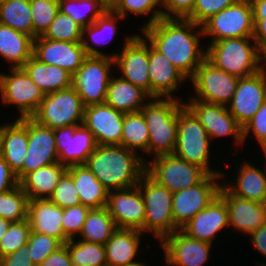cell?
I'll return each mask as SVG.
<instances>
[{
	"label": "cell",
	"instance_id": "obj_5",
	"mask_svg": "<svg viewBox=\"0 0 266 266\" xmlns=\"http://www.w3.org/2000/svg\"><path fill=\"white\" fill-rule=\"evenodd\" d=\"M211 139L195 114L184 104L179 109L177 142L173 152L177 157L202 168L208 175H222L225 171L211 167ZM221 171V172H220Z\"/></svg>",
	"mask_w": 266,
	"mask_h": 266
},
{
	"label": "cell",
	"instance_id": "obj_10",
	"mask_svg": "<svg viewBox=\"0 0 266 266\" xmlns=\"http://www.w3.org/2000/svg\"><path fill=\"white\" fill-rule=\"evenodd\" d=\"M146 173L172 193L198 184L207 173L174 154L159 155L146 162Z\"/></svg>",
	"mask_w": 266,
	"mask_h": 266
},
{
	"label": "cell",
	"instance_id": "obj_36",
	"mask_svg": "<svg viewBox=\"0 0 266 266\" xmlns=\"http://www.w3.org/2000/svg\"><path fill=\"white\" fill-rule=\"evenodd\" d=\"M117 229L106 207L91 209L79 234L82 241L105 244Z\"/></svg>",
	"mask_w": 266,
	"mask_h": 266
},
{
	"label": "cell",
	"instance_id": "obj_4",
	"mask_svg": "<svg viewBox=\"0 0 266 266\" xmlns=\"http://www.w3.org/2000/svg\"><path fill=\"white\" fill-rule=\"evenodd\" d=\"M208 44L206 59L215 67L240 78L260 71V48L253 37L230 38Z\"/></svg>",
	"mask_w": 266,
	"mask_h": 266
},
{
	"label": "cell",
	"instance_id": "obj_25",
	"mask_svg": "<svg viewBox=\"0 0 266 266\" xmlns=\"http://www.w3.org/2000/svg\"><path fill=\"white\" fill-rule=\"evenodd\" d=\"M149 77L151 97L174 98L173 92L180 89L188 79L170 60L149 43Z\"/></svg>",
	"mask_w": 266,
	"mask_h": 266
},
{
	"label": "cell",
	"instance_id": "obj_27",
	"mask_svg": "<svg viewBox=\"0 0 266 266\" xmlns=\"http://www.w3.org/2000/svg\"><path fill=\"white\" fill-rule=\"evenodd\" d=\"M143 233L136 229L117 228L104 244L107 266H132L138 264L142 253Z\"/></svg>",
	"mask_w": 266,
	"mask_h": 266
},
{
	"label": "cell",
	"instance_id": "obj_18",
	"mask_svg": "<svg viewBox=\"0 0 266 266\" xmlns=\"http://www.w3.org/2000/svg\"><path fill=\"white\" fill-rule=\"evenodd\" d=\"M59 163L66 167L85 164L97 143L84 124L54 129Z\"/></svg>",
	"mask_w": 266,
	"mask_h": 266
},
{
	"label": "cell",
	"instance_id": "obj_24",
	"mask_svg": "<svg viewBox=\"0 0 266 266\" xmlns=\"http://www.w3.org/2000/svg\"><path fill=\"white\" fill-rule=\"evenodd\" d=\"M219 196L227 205L229 227L234 230L249 235L266 223V210L262 203L232 195L223 184Z\"/></svg>",
	"mask_w": 266,
	"mask_h": 266
},
{
	"label": "cell",
	"instance_id": "obj_40",
	"mask_svg": "<svg viewBox=\"0 0 266 266\" xmlns=\"http://www.w3.org/2000/svg\"><path fill=\"white\" fill-rule=\"evenodd\" d=\"M64 245L70 254L72 266H107L103 244L70 239Z\"/></svg>",
	"mask_w": 266,
	"mask_h": 266
},
{
	"label": "cell",
	"instance_id": "obj_7",
	"mask_svg": "<svg viewBox=\"0 0 266 266\" xmlns=\"http://www.w3.org/2000/svg\"><path fill=\"white\" fill-rule=\"evenodd\" d=\"M85 106L81 97L70 86L45 94L36 112L31 116L37 123L51 129L81 125L84 121Z\"/></svg>",
	"mask_w": 266,
	"mask_h": 266
},
{
	"label": "cell",
	"instance_id": "obj_15",
	"mask_svg": "<svg viewBox=\"0 0 266 266\" xmlns=\"http://www.w3.org/2000/svg\"><path fill=\"white\" fill-rule=\"evenodd\" d=\"M199 119L212 140L222 137H233V144H243V128L230 114L227 106L206 103L200 100H187L184 103Z\"/></svg>",
	"mask_w": 266,
	"mask_h": 266
},
{
	"label": "cell",
	"instance_id": "obj_22",
	"mask_svg": "<svg viewBox=\"0 0 266 266\" xmlns=\"http://www.w3.org/2000/svg\"><path fill=\"white\" fill-rule=\"evenodd\" d=\"M125 113L103 103L85 107L84 126L90 130L97 145H121Z\"/></svg>",
	"mask_w": 266,
	"mask_h": 266
},
{
	"label": "cell",
	"instance_id": "obj_58",
	"mask_svg": "<svg viewBox=\"0 0 266 266\" xmlns=\"http://www.w3.org/2000/svg\"><path fill=\"white\" fill-rule=\"evenodd\" d=\"M260 71L266 75V44L260 48Z\"/></svg>",
	"mask_w": 266,
	"mask_h": 266
},
{
	"label": "cell",
	"instance_id": "obj_13",
	"mask_svg": "<svg viewBox=\"0 0 266 266\" xmlns=\"http://www.w3.org/2000/svg\"><path fill=\"white\" fill-rule=\"evenodd\" d=\"M122 50L114 58L120 78L141 87L151 96L149 77V42L140 34L127 35Z\"/></svg>",
	"mask_w": 266,
	"mask_h": 266
},
{
	"label": "cell",
	"instance_id": "obj_49",
	"mask_svg": "<svg viewBox=\"0 0 266 266\" xmlns=\"http://www.w3.org/2000/svg\"><path fill=\"white\" fill-rule=\"evenodd\" d=\"M239 0H196L192 12L185 18L195 24L202 25L216 13L224 10Z\"/></svg>",
	"mask_w": 266,
	"mask_h": 266
},
{
	"label": "cell",
	"instance_id": "obj_32",
	"mask_svg": "<svg viewBox=\"0 0 266 266\" xmlns=\"http://www.w3.org/2000/svg\"><path fill=\"white\" fill-rule=\"evenodd\" d=\"M66 171L67 167L60 163L47 165L26 174L19 181V185L29 200L49 199Z\"/></svg>",
	"mask_w": 266,
	"mask_h": 266
},
{
	"label": "cell",
	"instance_id": "obj_39",
	"mask_svg": "<svg viewBox=\"0 0 266 266\" xmlns=\"http://www.w3.org/2000/svg\"><path fill=\"white\" fill-rule=\"evenodd\" d=\"M58 7L82 27L93 24L109 8L103 0H58Z\"/></svg>",
	"mask_w": 266,
	"mask_h": 266
},
{
	"label": "cell",
	"instance_id": "obj_34",
	"mask_svg": "<svg viewBox=\"0 0 266 266\" xmlns=\"http://www.w3.org/2000/svg\"><path fill=\"white\" fill-rule=\"evenodd\" d=\"M22 68L45 94L72 86L71 73L59 66L41 63L33 56Z\"/></svg>",
	"mask_w": 266,
	"mask_h": 266
},
{
	"label": "cell",
	"instance_id": "obj_9",
	"mask_svg": "<svg viewBox=\"0 0 266 266\" xmlns=\"http://www.w3.org/2000/svg\"><path fill=\"white\" fill-rule=\"evenodd\" d=\"M203 38L211 42L230 38L253 37L254 21L250 0H239L206 20L202 25Z\"/></svg>",
	"mask_w": 266,
	"mask_h": 266
},
{
	"label": "cell",
	"instance_id": "obj_48",
	"mask_svg": "<svg viewBox=\"0 0 266 266\" xmlns=\"http://www.w3.org/2000/svg\"><path fill=\"white\" fill-rule=\"evenodd\" d=\"M91 208L83 204L63 209L62 229L64 235L70 240L79 235Z\"/></svg>",
	"mask_w": 266,
	"mask_h": 266
},
{
	"label": "cell",
	"instance_id": "obj_29",
	"mask_svg": "<svg viewBox=\"0 0 266 266\" xmlns=\"http://www.w3.org/2000/svg\"><path fill=\"white\" fill-rule=\"evenodd\" d=\"M241 162L242 165L237 169L238 174L235 175L233 183L223 181L221 184H224L223 186L232 195L263 203L266 196V167L263 171L262 168L256 167L248 160Z\"/></svg>",
	"mask_w": 266,
	"mask_h": 266
},
{
	"label": "cell",
	"instance_id": "obj_21",
	"mask_svg": "<svg viewBox=\"0 0 266 266\" xmlns=\"http://www.w3.org/2000/svg\"><path fill=\"white\" fill-rule=\"evenodd\" d=\"M32 56L41 63L59 66L72 75L87 57L82 42L50 40L42 36L33 40Z\"/></svg>",
	"mask_w": 266,
	"mask_h": 266
},
{
	"label": "cell",
	"instance_id": "obj_44",
	"mask_svg": "<svg viewBox=\"0 0 266 266\" xmlns=\"http://www.w3.org/2000/svg\"><path fill=\"white\" fill-rule=\"evenodd\" d=\"M32 12L33 39L42 36L59 12L58 0H29Z\"/></svg>",
	"mask_w": 266,
	"mask_h": 266
},
{
	"label": "cell",
	"instance_id": "obj_45",
	"mask_svg": "<svg viewBox=\"0 0 266 266\" xmlns=\"http://www.w3.org/2000/svg\"><path fill=\"white\" fill-rule=\"evenodd\" d=\"M26 245L33 264L39 266L51 253L64 244L52 236L31 231Z\"/></svg>",
	"mask_w": 266,
	"mask_h": 266
},
{
	"label": "cell",
	"instance_id": "obj_42",
	"mask_svg": "<svg viewBox=\"0 0 266 266\" xmlns=\"http://www.w3.org/2000/svg\"><path fill=\"white\" fill-rule=\"evenodd\" d=\"M28 195L18 185L0 193V217L11 222L27 219Z\"/></svg>",
	"mask_w": 266,
	"mask_h": 266
},
{
	"label": "cell",
	"instance_id": "obj_35",
	"mask_svg": "<svg viewBox=\"0 0 266 266\" xmlns=\"http://www.w3.org/2000/svg\"><path fill=\"white\" fill-rule=\"evenodd\" d=\"M33 38L0 23V57L4 58L9 68L22 67L33 52Z\"/></svg>",
	"mask_w": 266,
	"mask_h": 266
},
{
	"label": "cell",
	"instance_id": "obj_56",
	"mask_svg": "<svg viewBox=\"0 0 266 266\" xmlns=\"http://www.w3.org/2000/svg\"><path fill=\"white\" fill-rule=\"evenodd\" d=\"M254 33L253 39L259 48L266 44V18H253Z\"/></svg>",
	"mask_w": 266,
	"mask_h": 266
},
{
	"label": "cell",
	"instance_id": "obj_55",
	"mask_svg": "<svg viewBox=\"0 0 266 266\" xmlns=\"http://www.w3.org/2000/svg\"><path fill=\"white\" fill-rule=\"evenodd\" d=\"M250 239L248 242H251L253 247L258 250V253H261L264 257L266 256V223L260 226L256 231L249 234Z\"/></svg>",
	"mask_w": 266,
	"mask_h": 266
},
{
	"label": "cell",
	"instance_id": "obj_3",
	"mask_svg": "<svg viewBox=\"0 0 266 266\" xmlns=\"http://www.w3.org/2000/svg\"><path fill=\"white\" fill-rule=\"evenodd\" d=\"M180 97H152L140 110L149 129L148 155L173 154L177 142Z\"/></svg>",
	"mask_w": 266,
	"mask_h": 266
},
{
	"label": "cell",
	"instance_id": "obj_6",
	"mask_svg": "<svg viewBox=\"0 0 266 266\" xmlns=\"http://www.w3.org/2000/svg\"><path fill=\"white\" fill-rule=\"evenodd\" d=\"M138 186L145 206L143 233L149 232L160 243L167 235L180 230L173 221V193L147 173L142 176Z\"/></svg>",
	"mask_w": 266,
	"mask_h": 266
},
{
	"label": "cell",
	"instance_id": "obj_57",
	"mask_svg": "<svg viewBox=\"0 0 266 266\" xmlns=\"http://www.w3.org/2000/svg\"><path fill=\"white\" fill-rule=\"evenodd\" d=\"M253 18H266V0H250Z\"/></svg>",
	"mask_w": 266,
	"mask_h": 266
},
{
	"label": "cell",
	"instance_id": "obj_8",
	"mask_svg": "<svg viewBox=\"0 0 266 266\" xmlns=\"http://www.w3.org/2000/svg\"><path fill=\"white\" fill-rule=\"evenodd\" d=\"M114 59L105 56H87L72 75V87L81 97L85 107L103 104L107 88L114 75Z\"/></svg>",
	"mask_w": 266,
	"mask_h": 266
},
{
	"label": "cell",
	"instance_id": "obj_12",
	"mask_svg": "<svg viewBox=\"0 0 266 266\" xmlns=\"http://www.w3.org/2000/svg\"><path fill=\"white\" fill-rule=\"evenodd\" d=\"M10 69L9 74L0 73V99L3 104L17 107L19 119L31 117L44 99L45 93L22 67Z\"/></svg>",
	"mask_w": 266,
	"mask_h": 266
},
{
	"label": "cell",
	"instance_id": "obj_17",
	"mask_svg": "<svg viewBox=\"0 0 266 266\" xmlns=\"http://www.w3.org/2000/svg\"><path fill=\"white\" fill-rule=\"evenodd\" d=\"M266 102V75L259 71L239 78L231 102L227 105L230 114L243 128Z\"/></svg>",
	"mask_w": 266,
	"mask_h": 266
},
{
	"label": "cell",
	"instance_id": "obj_37",
	"mask_svg": "<svg viewBox=\"0 0 266 266\" xmlns=\"http://www.w3.org/2000/svg\"><path fill=\"white\" fill-rule=\"evenodd\" d=\"M149 129L141 112L125 113L122 127L121 145L128 150H143L148 156Z\"/></svg>",
	"mask_w": 266,
	"mask_h": 266
},
{
	"label": "cell",
	"instance_id": "obj_53",
	"mask_svg": "<svg viewBox=\"0 0 266 266\" xmlns=\"http://www.w3.org/2000/svg\"><path fill=\"white\" fill-rule=\"evenodd\" d=\"M19 185L16 174L3 157L0 158V193L12 190Z\"/></svg>",
	"mask_w": 266,
	"mask_h": 266
},
{
	"label": "cell",
	"instance_id": "obj_43",
	"mask_svg": "<svg viewBox=\"0 0 266 266\" xmlns=\"http://www.w3.org/2000/svg\"><path fill=\"white\" fill-rule=\"evenodd\" d=\"M83 27L67 14L60 11L42 35L45 39L82 42Z\"/></svg>",
	"mask_w": 266,
	"mask_h": 266
},
{
	"label": "cell",
	"instance_id": "obj_33",
	"mask_svg": "<svg viewBox=\"0 0 266 266\" xmlns=\"http://www.w3.org/2000/svg\"><path fill=\"white\" fill-rule=\"evenodd\" d=\"M67 171L72 175L81 204L91 209L106 207L109 191L85 164L69 166Z\"/></svg>",
	"mask_w": 266,
	"mask_h": 266
},
{
	"label": "cell",
	"instance_id": "obj_23",
	"mask_svg": "<svg viewBox=\"0 0 266 266\" xmlns=\"http://www.w3.org/2000/svg\"><path fill=\"white\" fill-rule=\"evenodd\" d=\"M229 226L228 209L218 195L207 207L194 216L180 230L187 236L213 244L218 233Z\"/></svg>",
	"mask_w": 266,
	"mask_h": 266
},
{
	"label": "cell",
	"instance_id": "obj_2",
	"mask_svg": "<svg viewBox=\"0 0 266 266\" xmlns=\"http://www.w3.org/2000/svg\"><path fill=\"white\" fill-rule=\"evenodd\" d=\"M143 157L122 145H97L85 165L108 191L128 189L146 173Z\"/></svg>",
	"mask_w": 266,
	"mask_h": 266
},
{
	"label": "cell",
	"instance_id": "obj_30",
	"mask_svg": "<svg viewBox=\"0 0 266 266\" xmlns=\"http://www.w3.org/2000/svg\"><path fill=\"white\" fill-rule=\"evenodd\" d=\"M123 19L119 14L114 13L108 8L93 24L83 27L82 45L86 55L105 56L114 59L118 53H103V50L100 51L96 47L106 45L112 41L115 34H117L118 20Z\"/></svg>",
	"mask_w": 266,
	"mask_h": 266
},
{
	"label": "cell",
	"instance_id": "obj_59",
	"mask_svg": "<svg viewBox=\"0 0 266 266\" xmlns=\"http://www.w3.org/2000/svg\"><path fill=\"white\" fill-rule=\"evenodd\" d=\"M11 223H12L11 221L0 217V240L8 230Z\"/></svg>",
	"mask_w": 266,
	"mask_h": 266
},
{
	"label": "cell",
	"instance_id": "obj_54",
	"mask_svg": "<svg viewBox=\"0 0 266 266\" xmlns=\"http://www.w3.org/2000/svg\"><path fill=\"white\" fill-rule=\"evenodd\" d=\"M39 266H72L67 247L63 245L51 253Z\"/></svg>",
	"mask_w": 266,
	"mask_h": 266
},
{
	"label": "cell",
	"instance_id": "obj_14",
	"mask_svg": "<svg viewBox=\"0 0 266 266\" xmlns=\"http://www.w3.org/2000/svg\"><path fill=\"white\" fill-rule=\"evenodd\" d=\"M218 179H222V175L207 174L198 184L173 193V221L179 229L219 195L222 184Z\"/></svg>",
	"mask_w": 266,
	"mask_h": 266
},
{
	"label": "cell",
	"instance_id": "obj_11",
	"mask_svg": "<svg viewBox=\"0 0 266 266\" xmlns=\"http://www.w3.org/2000/svg\"><path fill=\"white\" fill-rule=\"evenodd\" d=\"M239 78L205 59L190 78L196 97L187 98L227 106L235 94Z\"/></svg>",
	"mask_w": 266,
	"mask_h": 266
},
{
	"label": "cell",
	"instance_id": "obj_65",
	"mask_svg": "<svg viewBox=\"0 0 266 266\" xmlns=\"http://www.w3.org/2000/svg\"><path fill=\"white\" fill-rule=\"evenodd\" d=\"M262 204H263V207H264L265 210H266V196H265L264 202H263Z\"/></svg>",
	"mask_w": 266,
	"mask_h": 266
},
{
	"label": "cell",
	"instance_id": "obj_47",
	"mask_svg": "<svg viewBox=\"0 0 266 266\" xmlns=\"http://www.w3.org/2000/svg\"><path fill=\"white\" fill-rule=\"evenodd\" d=\"M49 200L61 208L81 204L79 193L74 185L72 175L66 171L57 183Z\"/></svg>",
	"mask_w": 266,
	"mask_h": 266
},
{
	"label": "cell",
	"instance_id": "obj_51",
	"mask_svg": "<svg viewBox=\"0 0 266 266\" xmlns=\"http://www.w3.org/2000/svg\"><path fill=\"white\" fill-rule=\"evenodd\" d=\"M196 0H161L163 18L185 19L191 12Z\"/></svg>",
	"mask_w": 266,
	"mask_h": 266
},
{
	"label": "cell",
	"instance_id": "obj_50",
	"mask_svg": "<svg viewBox=\"0 0 266 266\" xmlns=\"http://www.w3.org/2000/svg\"><path fill=\"white\" fill-rule=\"evenodd\" d=\"M252 133H251V132ZM251 133V134H250ZM255 136L261 148L266 146V102L260 107L253 118L243 127V143L248 135Z\"/></svg>",
	"mask_w": 266,
	"mask_h": 266
},
{
	"label": "cell",
	"instance_id": "obj_1",
	"mask_svg": "<svg viewBox=\"0 0 266 266\" xmlns=\"http://www.w3.org/2000/svg\"><path fill=\"white\" fill-rule=\"evenodd\" d=\"M141 34L188 80L206 59V47L203 49L200 44L203 35L202 26L193 21L181 18H161L143 28Z\"/></svg>",
	"mask_w": 266,
	"mask_h": 266
},
{
	"label": "cell",
	"instance_id": "obj_61",
	"mask_svg": "<svg viewBox=\"0 0 266 266\" xmlns=\"http://www.w3.org/2000/svg\"><path fill=\"white\" fill-rule=\"evenodd\" d=\"M261 151L263 152L264 155V159L266 160V146H264L263 148H261ZM265 166H266V161H265Z\"/></svg>",
	"mask_w": 266,
	"mask_h": 266
},
{
	"label": "cell",
	"instance_id": "obj_60",
	"mask_svg": "<svg viewBox=\"0 0 266 266\" xmlns=\"http://www.w3.org/2000/svg\"><path fill=\"white\" fill-rule=\"evenodd\" d=\"M1 157H3V151H2L1 125H0V158Z\"/></svg>",
	"mask_w": 266,
	"mask_h": 266
},
{
	"label": "cell",
	"instance_id": "obj_62",
	"mask_svg": "<svg viewBox=\"0 0 266 266\" xmlns=\"http://www.w3.org/2000/svg\"><path fill=\"white\" fill-rule=\"evenodd\" d=\"M256 266H266V262L262 261V262H256L255 263Z\"/></svg>",
	"mask_w": 266,
	"mask_h": 266
},
{
	"label": "cell",
	"instance_id": "obj_52",
	"mask_svg": "<svg viewBox=\"0 0 266 266\" xmlns=\"http://www.w3.org/2000/svg\"><path fill=\"white\" fill-rule=\"evenodd\" d=\"M27 245L21 246L17 251L0 258L2 266H35L30 258Z\"/></svg>",
	"mask_w": 266,
	"mask_h": 266
},
{
	"label": "cell",
	"instance_id": "obj_19",
	"mask_svg": "<svg viewBox=\"0 0 266 266\" xmlns=\"http://www.w3.org/2000/svg\"><path fill=\"white\" fill-rule=\"evenodd\" d=\"M211 245L191 238L181 230L167 235L160 242L168 266H203L209 259Z\"/></svg>",
	"mask_w": 266,
	"mask_h": 266
},
{
	"label": "cell",
	"instance_id": "obj_41",
	"mask_svg": "<svg viewBox=\"0 0 266 266\" xmlns=\"http://www.w3.org/2000/svg\"><path fill=\"white\" fill-rule=\"evenodd\" d=\"M160 6L161 0H115L109 6V9L124 19L129 13L137 16L140 15L141 17L150 15L147 23L141 26L142 30L163 18L162 7L159 8Z\"/></svg>",
	"mask_w": 266,
	"mask_h": 266
},
{
	"label": "cell",
	"instance_id": "obj_64",
	"mask_svg": "<svg viewBox=\"0 0 266 266\" xmlns=\"http://www.w3.org/2000/svg\"><path fill=\"white\" fill-rule=\"evenodd\" d=\"M145 263H143L142 261L139 262L138 264L132 265V266H149V265H144Z\"/></svg>",
	"mask_w": 266,
	"mask_h": 266
},
{
	"label": "cell",
	"instance_id": "obj_63",
	"mask_svg": "<svg viewBox=\"0 0 266 266\" xmlns=\"http://www.w3.org/2000/svg\"><path fill=\"white\" fill-rule=\"evenodd\" d=\"M108 6H110L115 0H103Z\"/></svg>",
	"mask_w": 266,
	"mask_h": 266
},
{
	"label": "cell",
	"instance_id": "obj_46",
	"mask_svg": "<svg viewBox=\"0 0 266 266\" xmlns=\"http://www.w3.org/2000/svg\"><path fill=\"white\" fill-rule=\"evenodd\" d=\"M31 232L27 219L20 222H12L0 240V258L17 251L21 246L26 245Z\"/></svg>",
	"mask_w": 266,
	"mask_h": 266
},
{
	"label": "cell",
	"instance_id": "obj_31",
	"mask_svg": "<svg viewBox=\"0 0 266 266\" xmlns=\"http://www.w3.org/2000/svg\"><path fill=\"white\" fill-rule=\"evenodd\" d=\"M151 98L141 87L112 76L104 103L124 113H135L140 112Z\"/></svg>",
	"mask_w": 266,
	"mask_h": 266
},
{
	"label": "cell",
	"instance_id": "obj_28",
	"mask_svg": "<svg viewBox=\"0 0 266 266\" xmlns=\"http://www.w3.org/2000/svg\"><path fill=\"white\" fill-rule=\"evenodd\" d=\"M3 158L17 174L22 168L28 147V117L16 118L1 125Z\"/></svg>",
	"mask_w": 266,
	"mask_h": 266
},
{
	"label": "cell",
	"instance_id": "obj_16",
	"mask_svg": "<svg viewBox=\"0 0 266 266\" xmlns=\"http://www.w3.org/2000/svg\"><path fill=\"white\" fill-rule=\"evenodd\" d=\"M59 163L54 129L28 117V147L23 168L16 174L20 181L26 174L41 167Z\"/></svg>",
	"mask_w": 266,
	"mask_h": 266
},
{
	"label": "cell",
	"instance_id": "obj_38",
	"mask_svg": "<svg viewBox=\"0 0 266 266\" xmlns=\"http://www.w3.org/2000/svg\"><path fill=\"white\" fill-rule=\"evenodd\" d=\"M0 23L33 38L29 0H4L0 3Z\"/></svg>",
	"mask_w": 266,
	"mask_h": 266
},
{
	"label": "cell",
	"instance_id": "obj_26",
	"mask_svg": "<svg viewBox=\"0 0 266 266\" xmlns=\"http://www.w3.org/2000/svg\"><path fill=\"white\" fill-rule=\"evenodd\" d=\"M63 208L53 204L49 199L29 200L27 220L31 231L46 234L65 244L69 239L62 229Z\"/></svg>",
	"mask_w": 266,
	"mask_h": 266
},
{
	"label": "cell",
	"instance_id": "obj_20",
	"mask_svg": "<svg viewBox=\"0 0 266 266\" xmlns=\"http://www.w3.org/2000/svg\"><path fill=\"white\" fill-rule=\"evenodd\" d=\"M106 208L117 228L136 229L143 233L145 206L138 185L109 191Z\"/></svg>",
	"mask_w": 266,
	"mask_h": 266
}]
</instances>
